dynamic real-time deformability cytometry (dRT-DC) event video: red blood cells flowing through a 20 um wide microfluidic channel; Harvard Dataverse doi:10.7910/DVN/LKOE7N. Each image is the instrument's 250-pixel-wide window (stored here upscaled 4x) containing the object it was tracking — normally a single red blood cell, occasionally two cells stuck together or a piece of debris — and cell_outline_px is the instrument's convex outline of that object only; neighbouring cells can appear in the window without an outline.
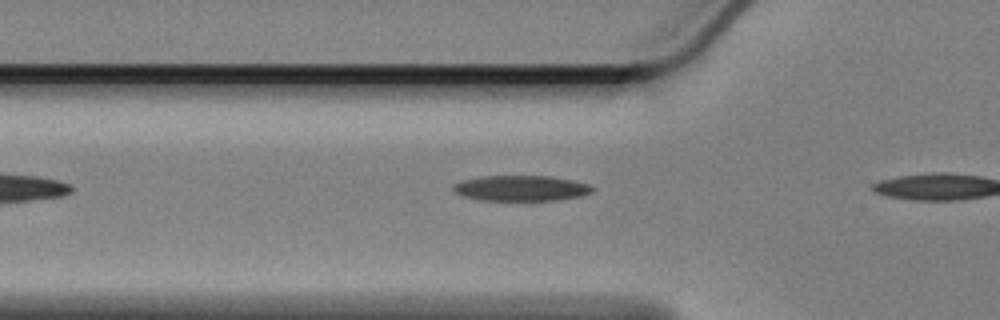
{"species": "Egyptian fruit bat (a non-hibernating species)", "species_latin": "Rousettus aegyptiacus", "temperature_condition": "cold", "stored_images_in_passage": 5, "camera_frame_rate_fps": 3000, "um_per_image_px": 0.085, "animal": {"sex": "female"}, "frame": {"image": 1, "passage_image": 3, "time_ms": 0.667, "image_size_px": [1000, 320], "cell_outline_px": [[596, 188], [592, 192], [580, 196], [556, 200], [480, 200], [464, 196], [456, 192], [452, 188], [456, 184], [464, 180], [480, 176], [548, 176], [572, 180], [588, 184]], "centroid_in_image_um": [44.32, 15.99], "position_along_channel_um": 81.5, "area_um2": 20.46}}